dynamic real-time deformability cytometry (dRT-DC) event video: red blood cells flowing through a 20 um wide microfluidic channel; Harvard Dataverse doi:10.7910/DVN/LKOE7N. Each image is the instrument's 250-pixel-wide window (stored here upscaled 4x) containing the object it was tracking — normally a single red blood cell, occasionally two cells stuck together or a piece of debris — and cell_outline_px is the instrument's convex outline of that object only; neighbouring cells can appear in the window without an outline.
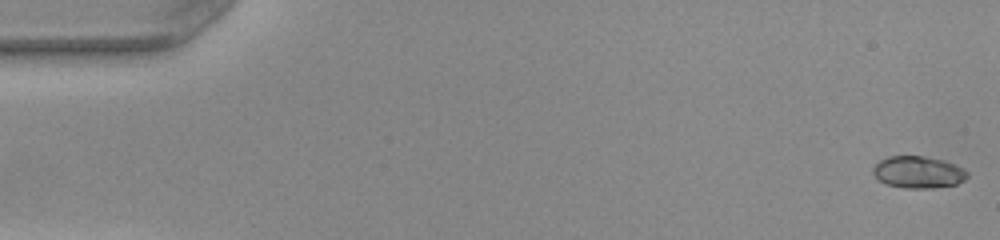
{"species": "common noctule bat (a hibernating species)", "species_latin": "Nyctalus noctula", "temperature_condition": "warm", "stored_images_in_passage": 13, "camera_frame_rate_fps": 3000, "um_per_image_px": 0.085, "animal": {"sex": "female", "body_mass_g": 22.0, "forearm_length_mm": 56.7}, "frame": {"image": 1, "passage_image": 1, "time_ms": 0.0, "image_size_px": [1000, 240], "cell_outline_px": [[968, 176], [964, 180], [956, 184], [932, 188], [904, 188], [884, 184], [876, 180], [872, 172], [872, 168], [880, 160], [888, 156], [924, 156], [944, 160], [956, 164], [964, 168], [968, 172]], "centroid_in_image_um": [78.03, 14.64], "position_along_channel_um": 7.0, "area_um2": 17.86}}